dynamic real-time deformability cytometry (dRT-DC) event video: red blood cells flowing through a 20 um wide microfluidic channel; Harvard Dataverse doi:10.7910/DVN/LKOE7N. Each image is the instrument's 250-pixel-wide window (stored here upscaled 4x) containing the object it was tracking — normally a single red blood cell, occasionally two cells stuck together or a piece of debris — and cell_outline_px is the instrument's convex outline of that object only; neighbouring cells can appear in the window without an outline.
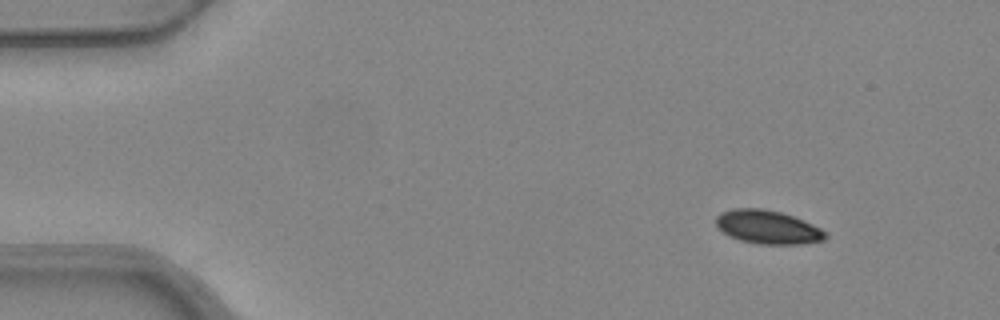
{"species": "common noctule bat (a hibernating species)", "species_latin": "Nyctalus noctula", "temperature_condition": "warm", "stored_images_in_passage": 4, "camera_frame_rate_fps": 3000, "um_per_image_px": 0.085, "animal": {"sex": "female", "body_mass_g": 24.6, "forearm_length_mm": 56.2}, "frame": {"image": 1, "passage_image": 1, "time_ms": 0.0, "image_size_px": [1000, 320], "cell_outline_px": [[828, 236], [824, 240], [800, 244], [756, 244], [740, 240], [728, 236], [716, 224], [716, 216], [720, 212], [732, 208], [760, 208], [780, 212], [792, 216], [812, 224], [828, 232]], "centroid_in_image_um": [65.25, 19.3], "position_along_channel_um": 19.7, "area_um2": 21.44}}
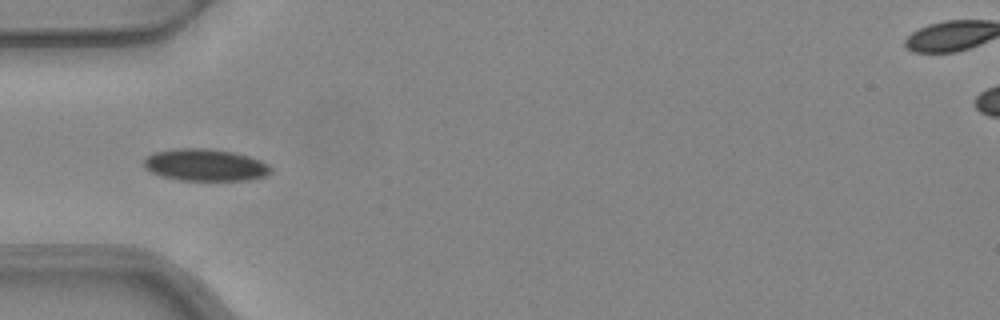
{"frame": {"image": 2, "passage_image": 4, "time_ms": 1.0, "image_size_px": [1000, 320], "cell_outline_px": [[272, 172], [264, 176], [248, 180], [180, 180], [160, 176], [144, 168], [144, 156], [152, 152], [172, 148], [208, 148], [232, 152], [248, 156], [260, 160], [268, 164], [272, 168]], "centroid_in_image_um": [17.4, 14.01], "position_along_channel_um": 67.6, "area_um2": 23.93}}